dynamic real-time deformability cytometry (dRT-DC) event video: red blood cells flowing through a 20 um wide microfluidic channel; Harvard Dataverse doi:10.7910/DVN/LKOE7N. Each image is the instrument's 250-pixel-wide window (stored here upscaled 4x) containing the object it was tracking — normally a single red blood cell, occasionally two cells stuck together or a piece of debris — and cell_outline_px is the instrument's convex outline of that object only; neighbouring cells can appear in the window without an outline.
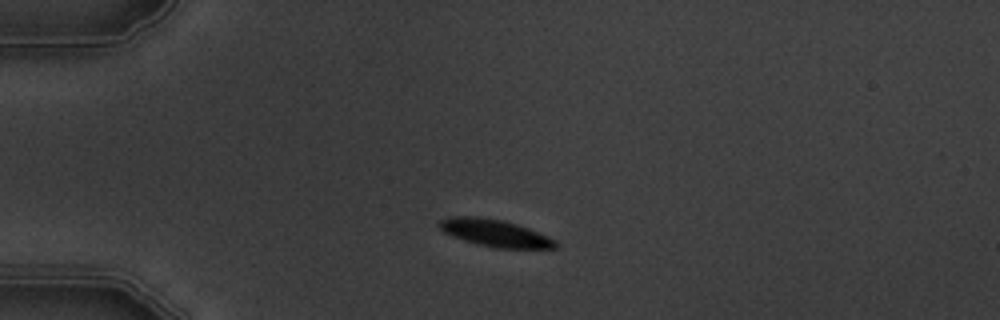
{"species": "common noctule bat (a hibernating species)", "species_latin": "Nyctalus noctula", "temperature_condition": "warm", "stored_images_in_passage": 3, "camera_frame_rate_fps": 3000, "um_per_image_px": 0.085, "animal": {"sex": "male", "body_mass_g": 19.5, "forearm_length_mm": 54.6}, "frame": {"image": 1, "passage_image": 1, "time_ms": 0.0, "image_size_px": [1000, 320], "cell_outline_px": [[556, 248], [496, 248], [476, 244], [452, 236], [444, 232], [436, 224], [440, 220], [452, 216], [472, 216], [504, 220], [528, 228], [548, 236], [556, 240]], "centroid_in_image_um": [42.04, 19.8], "position_along_channel_um": 43.0, "area_um2": 18.32}}